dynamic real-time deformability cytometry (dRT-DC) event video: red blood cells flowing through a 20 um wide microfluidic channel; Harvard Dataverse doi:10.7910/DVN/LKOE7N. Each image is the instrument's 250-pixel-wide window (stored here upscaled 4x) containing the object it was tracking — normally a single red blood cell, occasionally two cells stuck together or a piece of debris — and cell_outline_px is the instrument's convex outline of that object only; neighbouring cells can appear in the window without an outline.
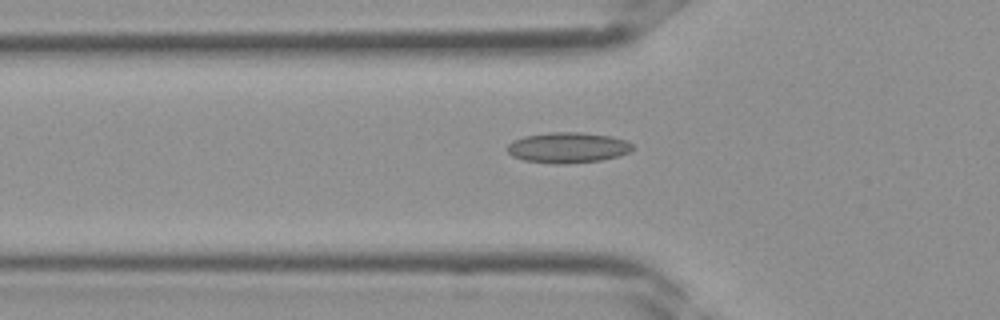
{"species": "Egyptian fruit bat (a non-hibernating species)", "species_latin": "Rousettus aegyptiacus", "temperature_condition": "room temperature", "stored_images_in_passage": 34, "camera_frame_rate_fps": 3000, "um_per_image_px": 0.085, "frame": {"image": 1, "passage_image": 13, "time_ms": 4.0, "image_size_px": [1000, 320], "cell_outline_px": [[632, 148], [628, 152], [620, 156], [600, 160], [568, 164], [552, 164], [524, 160], [512, 156], [508, 152], [508, 144], [512, 140], [524, 136], [548, 132], [580, 132], [612, 136], [624, 140], [632, 144]], "centroid_in_image_um": [48.24, 12.55], "position_along_channel_um": 77.6, "area_um2": 22.43}}
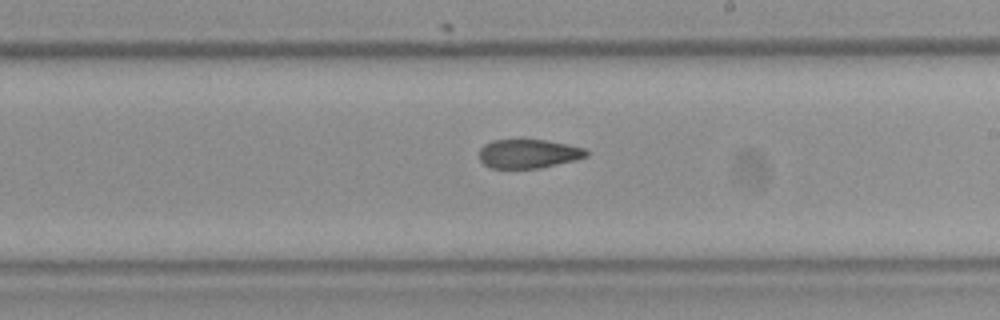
{"frame": {"image": 2, "passage_image": 22, "time_ms": 7.0, "image_size_px": [1000, 320], "cell_outline_px": [[588, 156], [576, 160], [540, 168], [492, 168], [484, 164], [480, 160], [480, 148], [484, 144], [492, 140], [544, 140], [568, 144], [584, 148], [588, 152]], "centroid_in_image_um": [44.93, 13.07], "position_along_channel_um": 244.1, "area_um2": 18.03}}
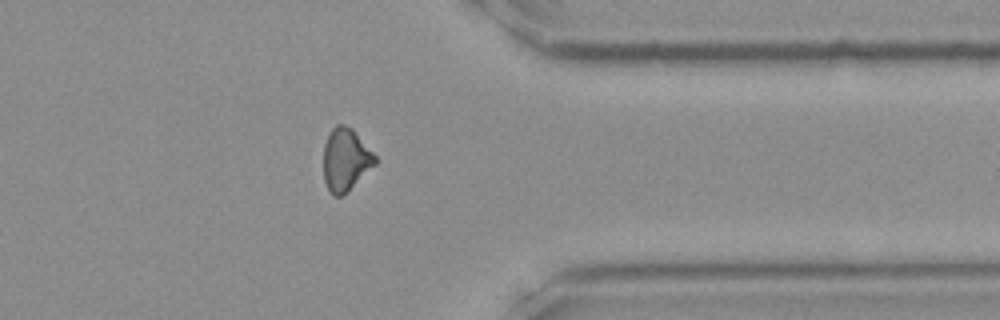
{"frame": {"image": 3, "passage_image": 30, "time_ms": 9.667, "image_size_px": [1000, 320], "cell_outline_px": [[376, 164], [348, 192], [340, 196], [332, 196], [324, 180], [324, 144], [332, 128], [336, 124], [344, 124], [352, 128], [376, 156]], "centroid_in_image_um": [29.38, 13.58], "position_along_channel_um": 382.0, "area_um2": 18.84}}